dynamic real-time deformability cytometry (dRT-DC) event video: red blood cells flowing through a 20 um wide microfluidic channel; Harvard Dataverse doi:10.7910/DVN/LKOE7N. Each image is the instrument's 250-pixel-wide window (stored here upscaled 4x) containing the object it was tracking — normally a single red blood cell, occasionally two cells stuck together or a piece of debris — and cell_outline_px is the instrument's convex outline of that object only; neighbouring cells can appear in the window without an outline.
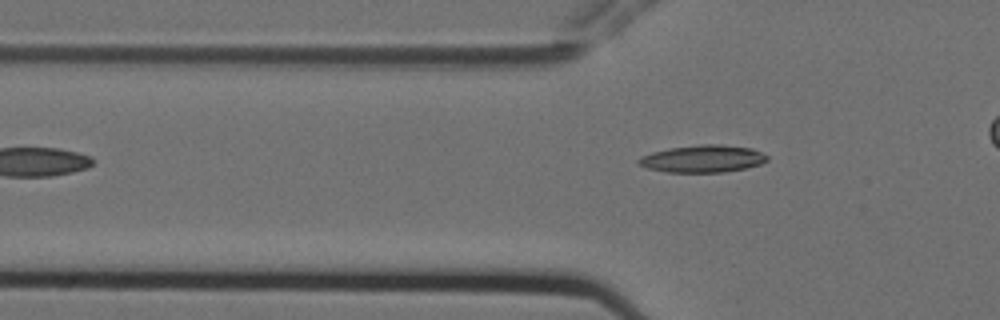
{"species": "Egyptian fruit bat (a non-hibernating species)", "species_latin": "Rousettus aegyptiacus", "temperature_condition": "cold", "stored_images_in_passage": 5, "camera_frame_rate_fps": 3000, "um_per_image_px": 0.085, "animal": {"sex": "female"}, "frame": {"image": 1, "passage_image": 5, "time_ms": 1.333, "image_size_px": [1000, 320], "cell_outline_px": [[768, 160], [760, 164], [744, 168], [724, 172], [668, 172], [648, 168], [640, 164], [636, 160], [640, 156], [652, 152], [668, 148], [700, 144], [720, 144], [752, 148], [768, 156]], "centroid_in_image_um": [59.73, 13.48], "position_along_channel_um": 66.1, "area_um2": 20.4}}